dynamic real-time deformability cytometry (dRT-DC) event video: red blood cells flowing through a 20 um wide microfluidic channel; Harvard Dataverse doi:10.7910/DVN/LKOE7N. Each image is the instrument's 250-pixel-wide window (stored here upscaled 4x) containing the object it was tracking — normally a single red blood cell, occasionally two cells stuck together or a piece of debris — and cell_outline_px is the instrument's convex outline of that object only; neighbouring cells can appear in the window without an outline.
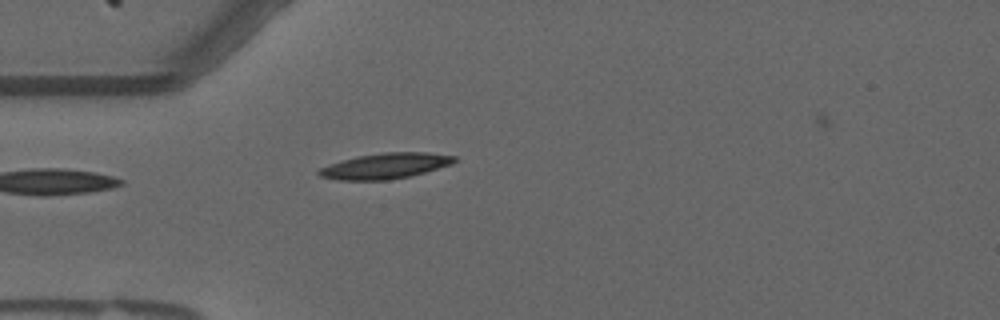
{"species": "common noctule bat (a hibernating species)", "species_latin": "Nyctalus noctula", "temperature_condition": "warm", "stored_images_in_passage": 39, "camera_frame_rate_fps": 3000, "um_per_image_px": 0.085, "animal": {"sex": "male", "forearm_length_mm": 52.5}, "frame": {"image": 1, "passage_image": 1, "time_ms": 0.0, "image_size_px": [1000, 320], "cell_outline_px": [[456, 160], [452, 164], [424, 172], [408, 176], [388, 180], [340, 180], [320, 176], [316, 172], [320, 168], [328, 164], [340, 160], [356, 156], [384, 152], [428, 152], [456, 156]], "centroid_in_image_um": [32.72, 14.09], "position_along_channel_um": 52.3, "area_um2": 20.23}}
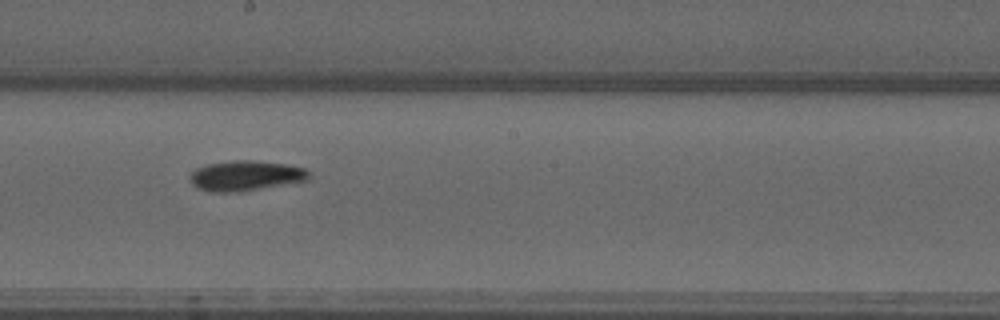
{"frame": {"image": 2, "passage_image": 16, "time_ms": 5.0, "image_size_px": [1000, 320], "cell_outline_px": [[308, 176], [304, 180], [236, 192], [212, 192], [196, 188], [192, 184], [192, 172], [196, 168], [208, 164], [232, 160], [252, 160], [288, 164], [304, 168], [308, 172]], "centroid_in_image_um": [20.82, 14.92], "position_along_channel_um": 227.4, "area_um2": 20.4}}
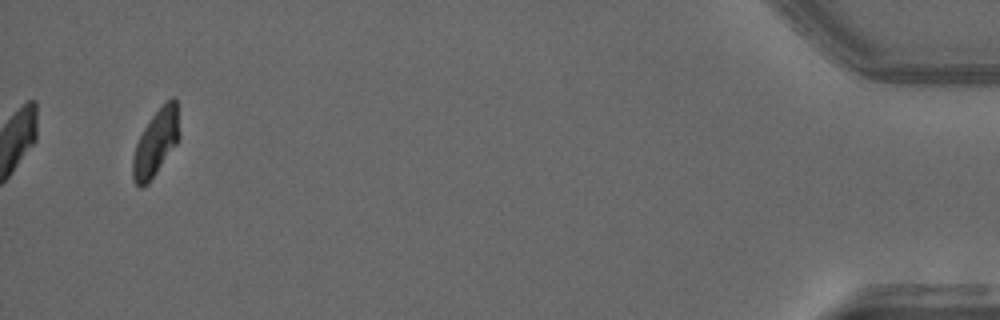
{"frame": {"image": 3, "passage_image": 39, "time_ms": 12.667, "image_size_px": [1000, 320], "cell_outline_px": [[180, 140], [148, 184], [140, 188], [132, 180], [132, 156], [136, 144], [144, 128], [152, 116], [164, 100], [172, 96], [176, 100], [180, 132]], "centroid_in_image_um": [13.26, 12.12], "position_along_channel_um": 421.9, "area_um2": 18.38}, "authors_computed_cell_mechanics": {"area_um2": 19.8254, "velocity_mm_per_s": 3.6557, "shape_relaxation_time_tau1_ms": 3.6969, "shape_relaxation_time_tau2_ms": 4.2188, "deformation_change_tau1": 0.1473, "deformation_change_tau2": 0.075}}